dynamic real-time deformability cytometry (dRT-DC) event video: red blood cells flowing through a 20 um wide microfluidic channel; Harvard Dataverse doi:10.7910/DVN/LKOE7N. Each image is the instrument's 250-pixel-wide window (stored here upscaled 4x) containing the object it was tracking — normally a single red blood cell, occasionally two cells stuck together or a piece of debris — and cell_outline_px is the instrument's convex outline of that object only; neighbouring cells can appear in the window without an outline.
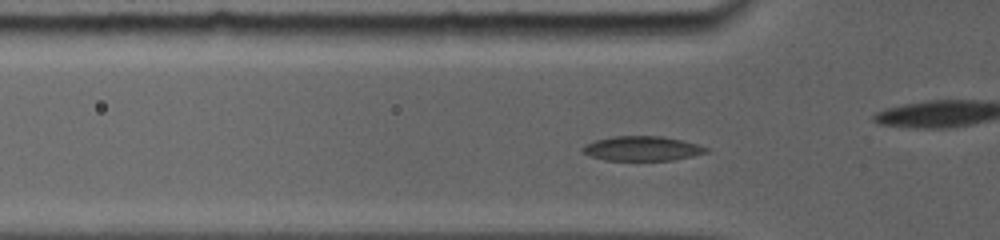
{"species": "common noctule bat (a hibernating species)", "species_latin": "Nyctalus noctula", "temperature_condition": "room temperature", "stored_images_in_passage": 22, "camera_frame_rate_fps": 5000, "um_per_image_px": 0.085, "animal": {"sex": "female", "body_mass_g": 19.0, "forearm_length_mm": 56.7}, "frame": {"image": 1, "passage_image": 10, "time_ms": 4.4, "image_size_px": [1000, 240], "cell_outline_px": [[708, 152], [692, 156], [672, 160], [604, 160], [592, 156], [584, 152], [580, 148], [584, 144], [596, 140], [616, 136], [664, 136], [696, 144], [708, 148]], "centroid_in_image_um": [54.56, 12.62], "position_along_channel_um": 71.2, "area_um2": 17.51}}